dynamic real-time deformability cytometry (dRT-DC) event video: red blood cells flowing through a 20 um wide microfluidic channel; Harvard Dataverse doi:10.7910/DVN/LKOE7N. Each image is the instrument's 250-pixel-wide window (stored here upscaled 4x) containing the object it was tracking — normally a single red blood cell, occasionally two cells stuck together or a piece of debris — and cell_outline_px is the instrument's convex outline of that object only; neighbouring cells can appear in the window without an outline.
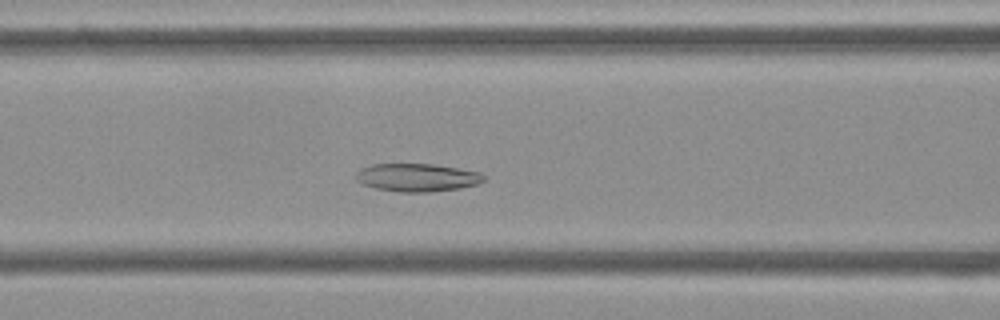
{"species": "Egyptian fruit bat (a non-hibernating species)", "species_latin": "Rousettus aegyptiacus", "temperature_condition": "cold", "stored_images_in_passage": 50, "camera_frame_rate_fps": 3000, "um_per_image_px": 0.085, "frame": {"image": 1, "passage_image": 18, "time_ms": 5.667, "image_size_px": [1000, 320], "cell_outline_px": [[484, 180], [476, 184], [460, 188], [432, 192], [400, 192], [376, 188], [364, 184], [356, 180], [356, 172], [360, 168], [372, 164], [432, 164], [480, 172], [484, 176]], "centroid_in_image_um": [35.43, 15.09], "position_along_channel_um": 131.2, "area_um2": 20.75}}
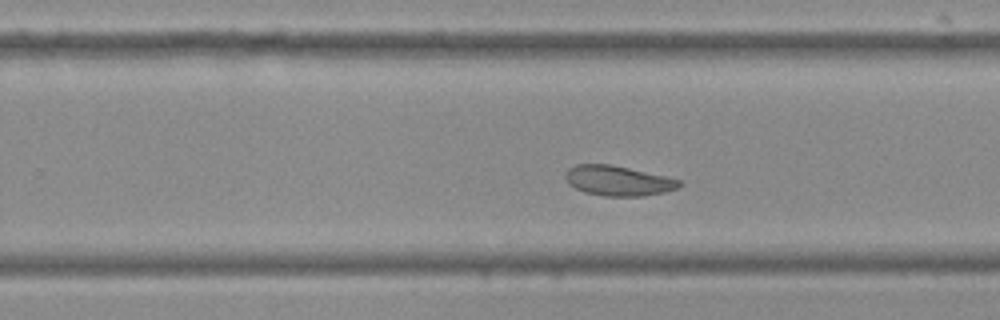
{"frame": {"image": 2, "passage_image": 30, "time_ms": 9.667, "image_size_px": [1000, 320], "cell_outline_px": [[684, 184], [676, 188], [664, 192], [644, 196], [604, 196], [584, 192], [568, 184], [564, 176], [568, 168], [576, 164], [612, 164], [664, 176], [680, 180]], "centroid_in_image_um": [52.51, 15.36], "position_along_channel_um": 277.3, "area_um2": 19.94}}
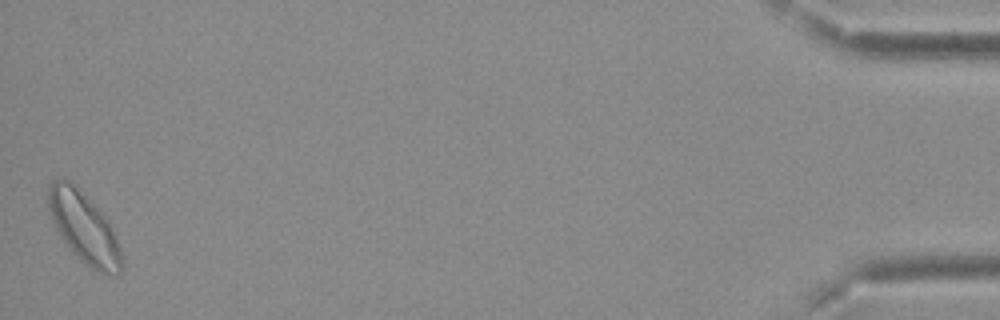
{"frame": {"image": 3, "passage_image": 50, "time_ms": 16.333, "image_size_px": [1000, 320], "cell_outline_px": [[120, 272], [116, 276], [112, 276], [100, 272], [92, 268], [72, 252], [64, 244], [52, 220], [48, 208], [48, 188], [52, 180], [68, 180], [76, 184], [108, 220], [112, 228], [120, 248]], "centroid_in_image_um": [7.11, 19.33], "position_along_channel_um": 428.1, "area_um2": 29.88}, "authors_computed_cell_mechanics": {"area_um2": 22.1952, "velocity_mm_per_s": 3.6577, "shape_relaxation_time_tau1_ms": null, "shape_relaxation_time_tau2_ms": 10.4414, "deformation_change_tau1": null, "deformation_change_tau2": 0.1306}}